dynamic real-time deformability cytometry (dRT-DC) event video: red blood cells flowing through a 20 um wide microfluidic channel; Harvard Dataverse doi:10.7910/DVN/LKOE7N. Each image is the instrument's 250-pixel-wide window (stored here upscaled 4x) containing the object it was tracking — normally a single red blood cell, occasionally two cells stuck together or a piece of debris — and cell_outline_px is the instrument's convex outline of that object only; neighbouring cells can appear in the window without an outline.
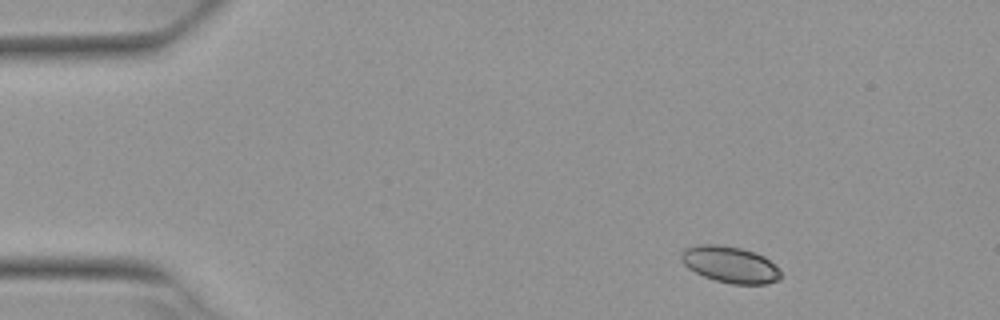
{"species": "Egyptian fruit bat (a non-hibernating species)", "species_latin": "Rousettus aegyptiacus", "temperature_condition": "warm", "stored_images_in_passage": 3, "camera_frame_rate_fps": 3000, "um_per_image_px": 0.085, "animal": {"sex": "female"}, "frame": {"image": 1, "passage_image": 1, "time_ms": 0.0, "image_size_px": [1000, 320], "cell_outline_px": [[780, 280], [764, 284], [732, 284], [716, 280], [704, 276], [688, 268], [680, 260], [680, 256], [684, 248], [696, 244], [716, 244], [740, 248], [764, 256], [780, 272]], "centroid_in_image_um": [62.01, 22.48], "position_along_channel_um": 23.0, "area_um2": 20.92}}